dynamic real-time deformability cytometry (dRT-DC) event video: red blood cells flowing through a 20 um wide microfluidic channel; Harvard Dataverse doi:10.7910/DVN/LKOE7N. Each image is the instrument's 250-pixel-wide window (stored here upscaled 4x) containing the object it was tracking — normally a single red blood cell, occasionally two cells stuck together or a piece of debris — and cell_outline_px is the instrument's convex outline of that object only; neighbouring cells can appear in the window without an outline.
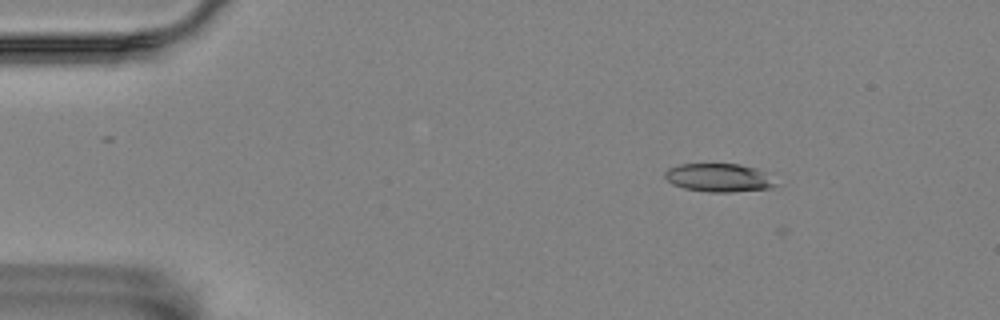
{"species": "Egyptian fruit bat (a non-hibernating species)", "species_latin": "Rousettus aegyptiacus", "temperature_condition": "room temperature", "stored_images_in_passage": 4, "camera_frame_rate_fps": 3000, "um_per_image_px": 0.085, "animal": {"sex": "female"}, "frame": {"image": 1, "passage_image": 2, "time_ms": 0.333, "image_size_px": [1000, 320], "cell_outline_px": [[780, 184], [772, 188], [732, 192], [708, 192], [684, 188], [672, 184], [664, 176], [664, 172], [668, 168], [680, 164], [740, 164], [756, 168]], "centroid_in_image_um": [61.1, 15.11], "position_along_channel_um": 23.9, "area_um2": 18.32}}